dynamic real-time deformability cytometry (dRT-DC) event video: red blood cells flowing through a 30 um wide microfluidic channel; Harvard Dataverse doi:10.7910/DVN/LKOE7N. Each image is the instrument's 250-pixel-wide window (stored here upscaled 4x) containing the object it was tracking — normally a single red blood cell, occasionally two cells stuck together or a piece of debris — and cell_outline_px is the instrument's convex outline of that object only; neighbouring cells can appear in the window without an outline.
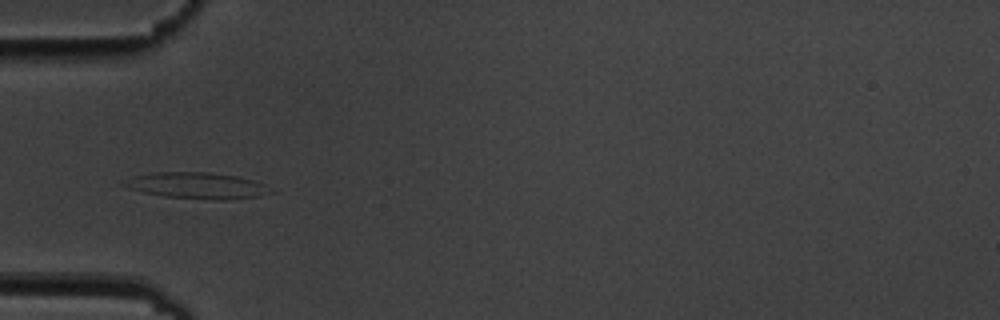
{"species": "common noctule bat (a hibernating species)", "species_latin": "Nyctalus noctula", "temperature_condition": "cold", "stored_images_in_passage": 9, "camera_frame_rate_fps": 3000, "um_per_image_px": 0.085, "animal": {"sex": "male", "body_mass_g": 19.5, "forearm_length_mm": 54.6}, "frame": {"image": 1, "passage_image": 4, "time_ms": 3.333, "image_size_px": [1000, 320], "cell_outline_px": [[276, 192], [256, 196], [228, 200], [220, 200], [164, 196], [144, 192], [128, 188], [116, 184], [132, 176], [156, 172], [208, 172], [236, 176], [252, 180], [264, 184]], "centroid_in_image_um": [16.7, 15.77], "position_along_channel_um": 68.3, "area_um2": 22.43}}
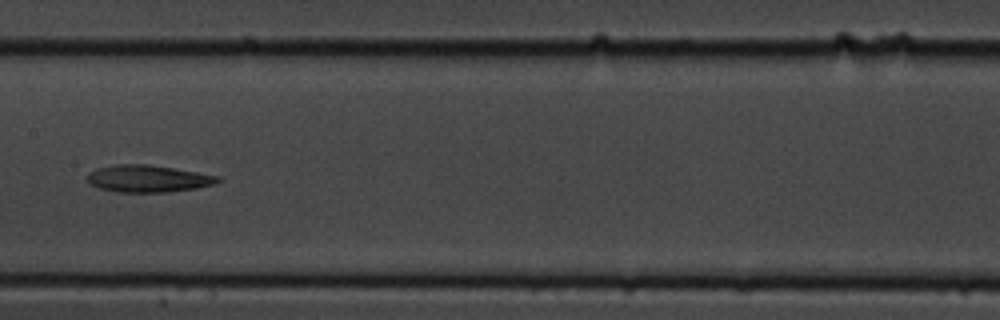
{"frame": {"image": 2, "passage_image": 7, "time_ms": 7.0, "image_size_px": [1000, 320], "cell_outline_px": [[220, 180], [216, 184], [196, 188], [168, 192], [116, 192], [100, 188], [88, 184], [88, 172], [96, 168], [116, 164], [148, 164], [220, 176]], "centroid_in_image_um": [12.56, 15.18], "position_along_channel_um": 194.8, "area_um2": 20.63}}
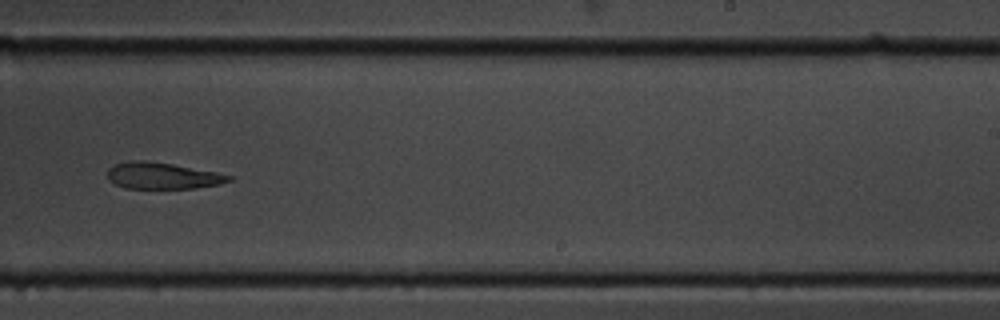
{"frame": {"image": 3, "passage_image": 9, "time_ms": 9.333, "image_size_px": [1000, 320], "cell_outline_px": [[232, 180], [220, 184], [192, 188], [124, 188], [108, 180], [108, 168], [112, 164], [132, 160], [144, 160], [172, 164], [216, 172], [232, 176]], "centroid_in_image_um": [13.77, 14.93], "position_along_channel_um": 275.2, "area_um2": 18.67}}